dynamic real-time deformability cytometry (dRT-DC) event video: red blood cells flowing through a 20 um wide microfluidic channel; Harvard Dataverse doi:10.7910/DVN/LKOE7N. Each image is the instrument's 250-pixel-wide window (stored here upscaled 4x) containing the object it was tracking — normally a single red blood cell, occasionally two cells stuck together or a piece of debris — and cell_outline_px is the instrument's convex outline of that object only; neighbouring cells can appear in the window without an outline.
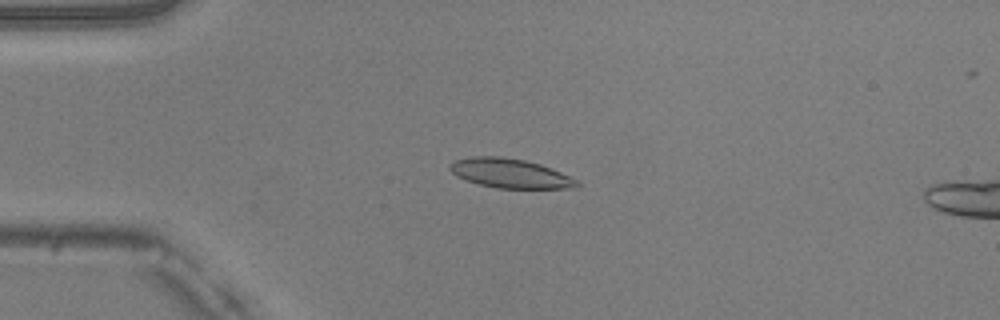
{"species": "common noctule bat (a hibernating species)", "species_latin": "Nyctalus noctula", "temperature_condition": "warm", "stored_images_in_passage": 50, "camera_frame_rate_fps": 3000, "um_per_image_px": 0.085, "animal": {"sex": "male", "body_mass_g": 20.5, "forearm_length_mm": 52.5}, "frame": {"image": 1, "passage_image": 12, "time_ms": 3.667, "image_size_px": [1000, 320], "cell_outline_px": [[580, 184], [576, 188], [496, 188], [480, 184], [456, 176], [448, 168], [448, 164], [456, 160], [472, 156], [500, 156], [524, 160], [540, 164], [580, 180]], "centroid_in_image_um": [43.37, 14.73], "position_along_channel_um": 41.6, "area_um2": 21.68}}
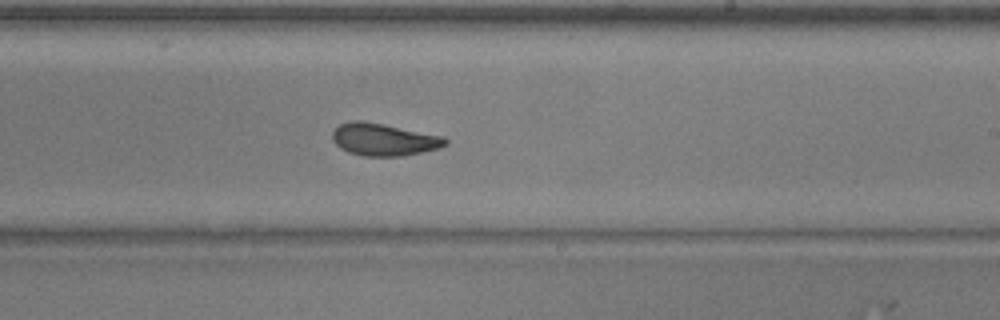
{"frame": {"image": 2, "passage_image": 30, "time_ms": 9.667, "image_size_px": [1000, 320], "cell_outline_px": [[448, 144], [440, 148], [400, 156], [364, 156], [348, 152], [340, 148], [332, 140], [332, 132], [340, 124], [352, 120], [360, 120], [384, 124], [444, 136], [448, 140]], "centroid_in_image_um": [32.62, 11.85], "position_along_channel_um": 256.4, "area_um2": 21.33}}
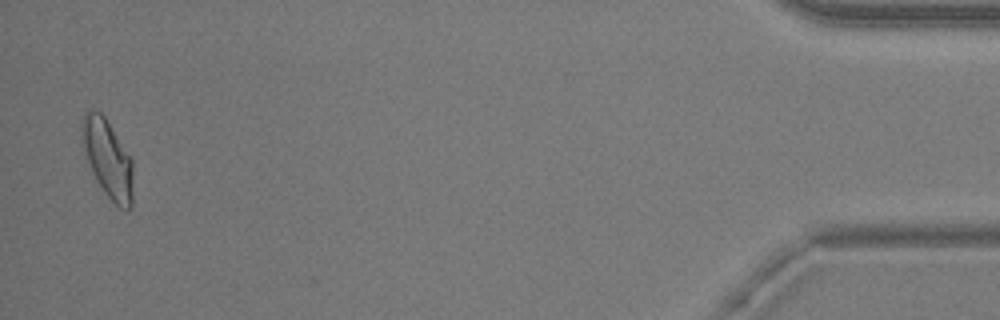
{"frame": {"image": 3, "passage_image": 49, "time_ms": 16.0, "image_size_px": [1000, 320], "cell_outline_px": [[132, 208], [128, 212], [120, 208], [104, 192], [96, 180], [92, 172], [80, 136], [80, 120], [84, 112], [92, 108], [100, 112], [104, 116], [132, 160]], "centroid_in_image_um": [9.13, 13.47], "position_along_channel_um": 426.1, "area_um2": 23.24}, "authors_computed_cell_mechanics": {"area_um2": 21.5016, "velocity_mm_per_s": 4.0363, "shape_relaxation_time_tau1_ms": 4.1856, "shape_relaxation_time_tau2_ms": 2.0462, "deformation_change_tau1": 0.1553, "deformation_change_tau2": 0.0789}}